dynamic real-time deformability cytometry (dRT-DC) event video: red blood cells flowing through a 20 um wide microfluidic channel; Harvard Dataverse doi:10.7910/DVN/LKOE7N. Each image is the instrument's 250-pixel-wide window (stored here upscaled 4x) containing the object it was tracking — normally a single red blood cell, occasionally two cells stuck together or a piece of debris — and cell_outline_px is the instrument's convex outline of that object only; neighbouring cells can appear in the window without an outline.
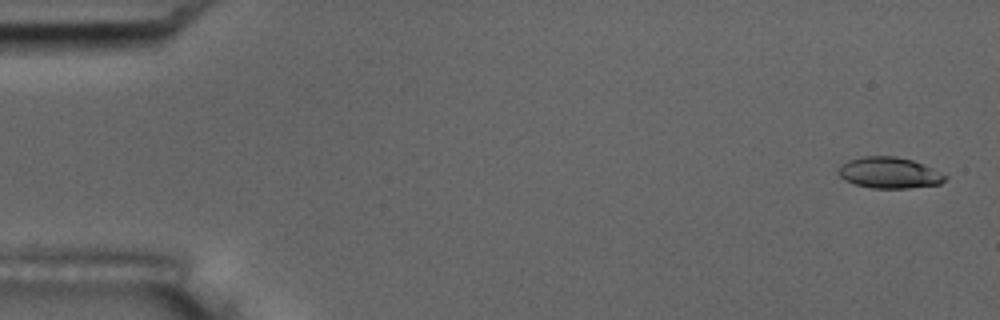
{"species": "common noctule bat (a hibernating species)", "species_latin": "Nyctalus noctula", "temperature_condition": "room temperature", "stored_images_in_passage": 3, "camera_frame_rate_fps": 3000, "um_per_image_px": 0.085, "animal": {"sex": "male", "body_mass_g": 17.5, "forearm_length_mm": 52.3}, "frame": {"image": 1, "passage_image": 1, "time_ms": 0.0, "image_size_px": [1000, 320], "cell_outline_px": [[948, 176], [940, 184], [908, 188], [872, 188], [856, 184], [844, 180], [836, 172], [840, 164], [848, 160], [864, 156], [896, 156], [912, 160], [932, 168]], "centroid_in_image_um": [75.55, 14.68], "position_along_channel_um": 9.4, "area_um2": 19.36}}